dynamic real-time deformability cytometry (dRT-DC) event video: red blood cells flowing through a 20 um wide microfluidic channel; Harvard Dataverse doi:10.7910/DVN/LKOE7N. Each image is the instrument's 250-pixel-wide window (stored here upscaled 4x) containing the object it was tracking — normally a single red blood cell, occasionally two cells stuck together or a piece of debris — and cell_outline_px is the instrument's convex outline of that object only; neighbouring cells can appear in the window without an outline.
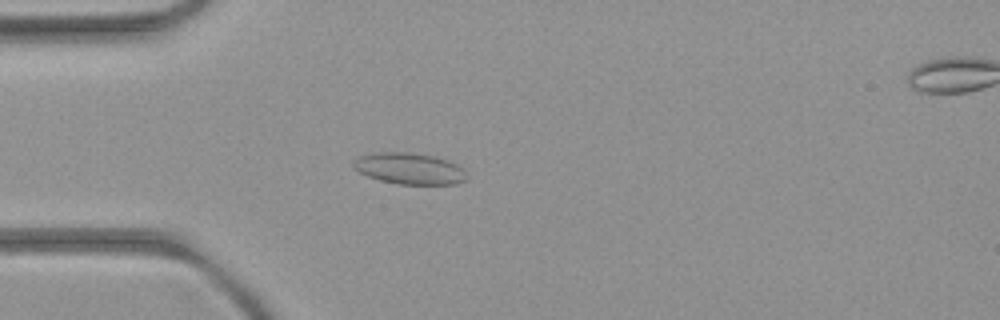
{"species": "common noctule bat (a hibernating species)", "species_latin": "Nyctalus noctula", "temperature_condition": "room temperature", "stored_images_in_passage": 4, "camera_frame_rate_fps": 3000, "um_per_image_px": 0.085, "animal": {"sex": "female", "body_mass_g": 21.9}, "frame": {"image": 1, "passage_image": 3, "time_ms": 3.667, "image_size_px": [1000, 320], "cell_outline_px": [[468, 176], [464, 180], [456, 184], [396, 184], [380, 180], [368, 176], [352, 168], [352, 160], [360, 156], [376, 152], [408, 152], [432, 156], [448, 160], [464, 168]], "centroid_in_image_um": [34.79, 14.33], "position_along_channel_um": 50.2, "area_um2": 20.81}}